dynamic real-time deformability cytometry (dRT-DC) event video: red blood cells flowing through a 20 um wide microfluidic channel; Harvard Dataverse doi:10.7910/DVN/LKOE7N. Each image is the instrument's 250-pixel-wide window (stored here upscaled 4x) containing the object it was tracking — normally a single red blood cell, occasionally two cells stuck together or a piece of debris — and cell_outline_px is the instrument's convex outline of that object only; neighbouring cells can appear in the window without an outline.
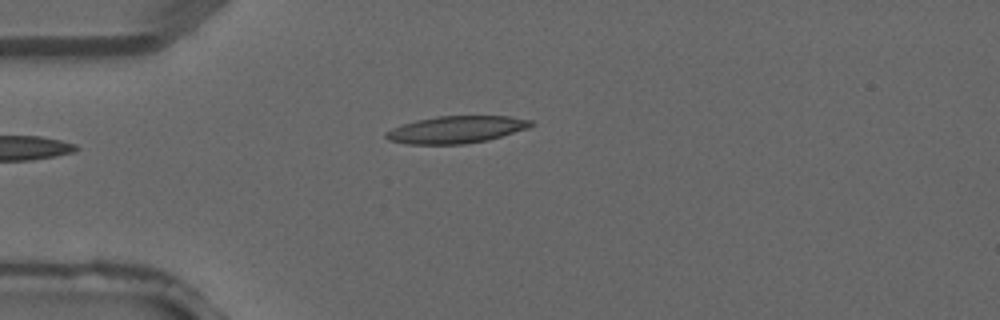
{"species": "common noctule bat (a hibernating species)", "species_latin": "Nyctalus noctula", "temperature_condition": "warm", "stored_images_in_passage": 2, "camera_frame_rate_fps": 3000, "um_per_image_px": 0.085, "animal": {"sex": "male", "forearm_length_mm": 52.5}, "frame": {"image": 1, "passage_image": 2, "time_ms": 0.333, "image_size_px": [1000, 320], "cell_outline_px": [[536, 124], [528, 128], [488, 140], [464, 144], [408, 144], [388, 140], [384, 136], [384, 132], [392, 128], [416, 120], [436, 116], [508, 116], [532, 120]], "centroid_in_image_um": [38.78, 11.01], "position_along_channel_um": 46.2, "area_um2": 23.0}}